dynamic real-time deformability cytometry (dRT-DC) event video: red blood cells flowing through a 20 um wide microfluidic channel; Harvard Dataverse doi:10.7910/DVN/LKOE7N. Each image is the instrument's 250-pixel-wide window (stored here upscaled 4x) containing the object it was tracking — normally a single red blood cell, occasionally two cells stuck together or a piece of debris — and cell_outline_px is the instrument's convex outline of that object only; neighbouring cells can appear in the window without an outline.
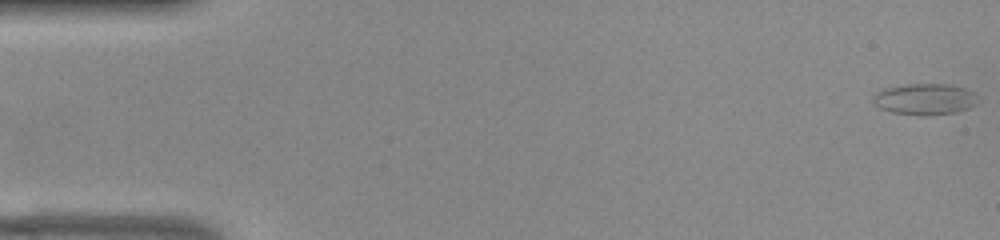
{"species": "common noctule bat (a hibernating species)", "species_latin": "Nyctalus noctula", "temperature_condition": "warm", "stored_images_in_passage": 53, "camera_frame_rate_fps": 3000, "um_per_image_px": 0.085, "animal": {"sex": "female", "body_mass_g": 22.0, "forearm_length_mm": 56.7}, "frame": {"image": 1, "passage_image": 1, "time_ms": 0.0, "image_size_px": [1000, 240], "cell_outline_px": [[972, 104], [968, 108], [956, 112], [892, 112], [880, 108], [872, 100], [872, 96], [876, 92], [884, 88], [904, 84], [948, 84], [964, 88], [972, 92]], "centroid_in_image_um": [78.49, 8.36], "position_along_channel_um": 6.5, "area_um2": 17.74}}
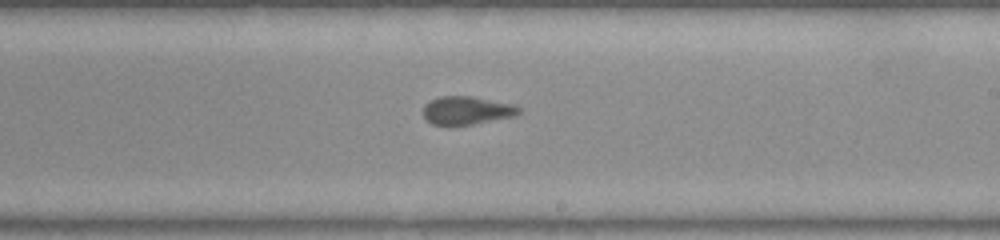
{"frame": {"image": 2, "passage_image": 31, "time_ms": 10.0, "image_size_px": [1000, 240], "cell_outline_px": [[520, 112], [516, 116], [472, 124], [448, 128], [432, 124], [424, 116], [424, 104], [440, 96], [472, 96], [516, 104], [520, 108]], "centroid_in_image_um": [39.68, 9.41], "position_along_channel_um": 249.3, "area_um2": 16.18}}
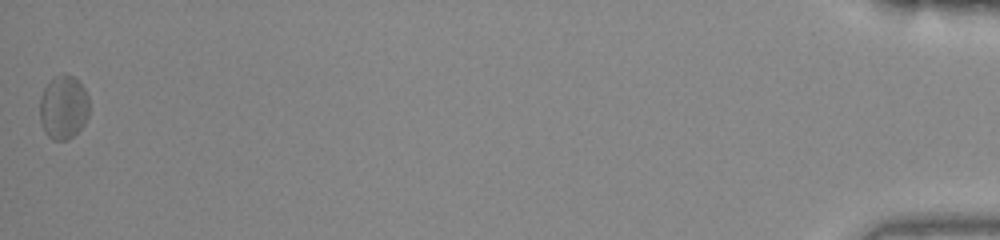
{"frame": {"image": 3, "passage_image": 53, "time_ms": 17.333, "image_size_px": [1000, 240], "cell_outline_px": [[88, 116], [84, 124], [68, 140], [52, 140], [44, 132], [40, 120], [40, 96], [44, 88], [56, 76], [72, 76], [84, 88], [88, 96]], "centroid_in_image_um": [5.38, 9.17], "position_along_channel_um": 429.8, "area_um2": 18.09}, "authors_computed_cell_mechanics": {"area_um2": 16.2418, "velocity_mm_per_s": 3.8551, "shape_relaxation_time_tau1_ms": null, "shape_relaxation_time_tau2_ms": 1.6311, "deformation_change_tau1": null, "deformation_change_tau2": 0.0918}}